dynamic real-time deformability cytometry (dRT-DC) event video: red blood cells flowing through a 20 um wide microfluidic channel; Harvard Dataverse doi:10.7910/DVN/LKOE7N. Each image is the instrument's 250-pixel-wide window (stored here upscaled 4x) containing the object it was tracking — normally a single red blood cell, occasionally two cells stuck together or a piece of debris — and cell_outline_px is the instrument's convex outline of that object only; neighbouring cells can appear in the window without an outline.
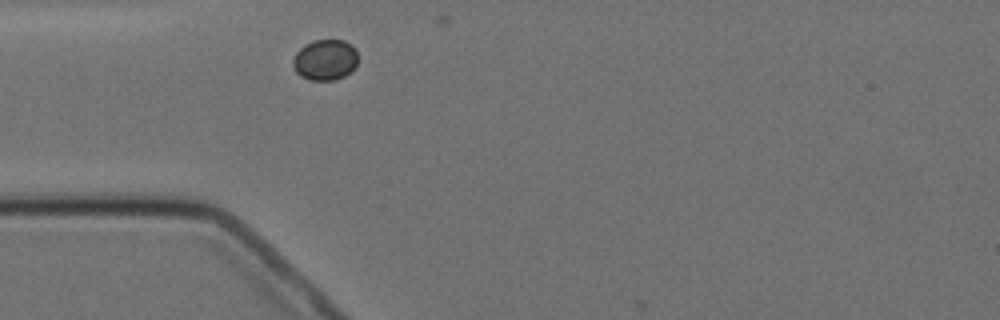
{"species": "Egyptian fruit bat (a non-hibernating species)", "species_latin": "Rousettus aegyptiacus", "temperature_condition": "cold", "stored_images_in_passage": 1, "camera_frame_rate_fps": 3000, "um_per_image_px": 0.085, "animal": {"sex": "female"}, "frame": {"image": 1, "passage_image": 1, "time_ms": 0.0, "image_size_px": [1000, 320], "cell_outline_px": [[356, 64], [344, 76], [336, 80], [312, 80], [300, 76], [296, 72], [292, 64], [292, 60], [296, 52], [304, 44], [312, 40], [344, 40], [352, 44], [356, 48]], "centroid_in_image_um": [27.61, 5.07], "position_along_channel_um": 57.4, "area_um2": 15.49}}